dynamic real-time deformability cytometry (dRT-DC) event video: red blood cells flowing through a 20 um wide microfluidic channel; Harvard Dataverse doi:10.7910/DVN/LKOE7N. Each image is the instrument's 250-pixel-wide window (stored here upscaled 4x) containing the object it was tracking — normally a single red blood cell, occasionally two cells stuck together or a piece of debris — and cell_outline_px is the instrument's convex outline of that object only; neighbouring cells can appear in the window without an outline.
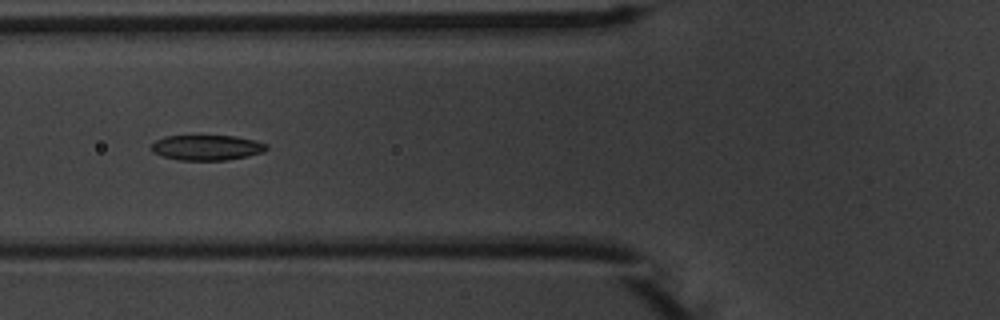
{"species": "common noctule bat (a hibernating species)", "species_latin": "Nyctalus noctula", "temperature_condition": "warm", "stored_images_in_passage": 53, "camera_frame_rate_fps": 3000, "um_per_image_px": 0.085, "animal": {"sex": "male", "body_mass_g": 20.1, "forearm_length_mm": 53.5}, "frame": {"image": 1, "passage_image": 20, "time_ms": 6.333, "image_size_px": [1000, 320], "cell_outline_px": [[268, 148], [264, 152], [248, 156], [228, 160], [180, 160], [164, 156], [152, 152], [152, 144], [156, 140], [164, 136], [236, 136], [256, 140], [268, 144]], "centroid_in_image_um": [17.63, 12.54], "position_along_channel_um": 108.2, "area_um2": 16.99}}
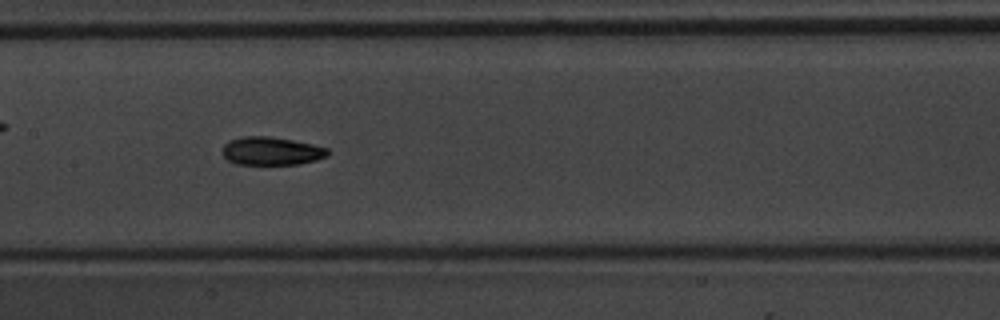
{"frame": {"image": 2, "passage_image": 26, "time_ms": 8.333, "image_size_px": [1000, 320], "cell_outline_px": [[328, 156], [316, 160], [300, 164], [236, 164], [228, 160], [224, 156], [224, 144], [228, 140], [244, 136], [268, 136], [292, 140], [312, 144], [328, 148]], "centroid_in_image_um": [23.08, 12.83], "position_along_channel_um": 184.3, "area_um2": 17.22}}
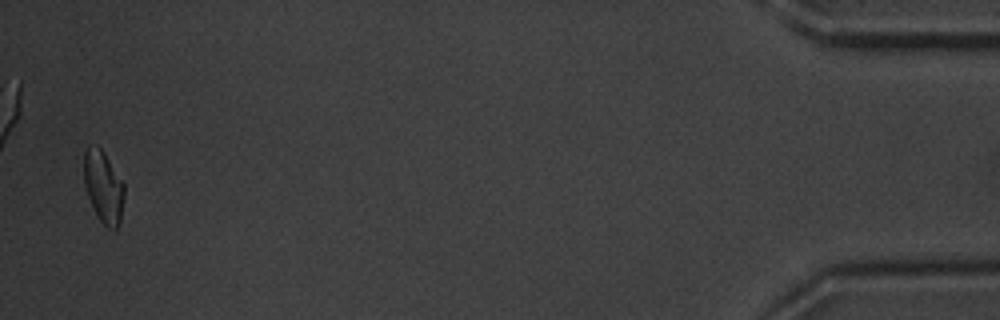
{"frame": {"image": 3, "passage_image": 52, "time_ms": 17.0, "image_size_px": [1000, 320], "cell_outline_px": [[124, 196], [120, 220], [116, 228], [108, 228], [100, 220], [88, 196], [84, 184], [84, 152], [88, 144], [96, 144], [104, 152], [124, 184]], "centroid_in_image_um": [8.78, 15.82], "position_along_channel_um": 426.4, "area_um2": 16.7}, "authors_computed_cell_mechanics": {"area_um2": 17.2244, "velocity_mm_per_s": 3.7855, "shape_relaxation_time_tau1_ms": 3.5119, "shape_relaxation_time_tau2_ms": 3.3372, "deformation_change_tau1": 0.1267, "deformation_change_tau2": 0.0761}}